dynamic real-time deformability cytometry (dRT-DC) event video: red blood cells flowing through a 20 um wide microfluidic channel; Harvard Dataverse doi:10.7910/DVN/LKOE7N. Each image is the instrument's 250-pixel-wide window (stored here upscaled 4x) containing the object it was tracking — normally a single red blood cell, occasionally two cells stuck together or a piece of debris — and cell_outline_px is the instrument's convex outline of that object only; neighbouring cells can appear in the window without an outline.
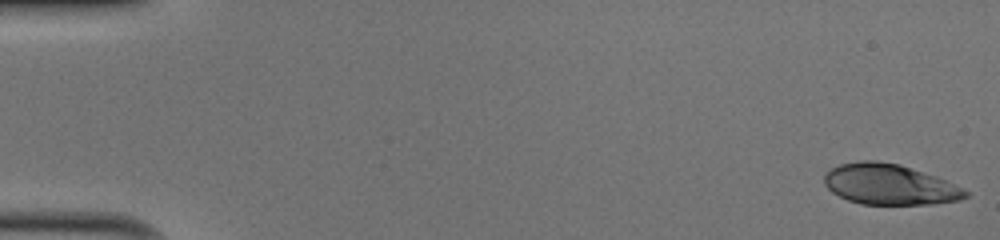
{"species": "human", "species_latin": "Homo sapiens", "temperature_condition": "cold", "stored_images_in_passage": 51, "camera_frame_rate_fps": 3000, "um_per_image_px": 0.085, "donor": {"sex": "male"}, "frame": {"image": 1, "passage_image": 1, "time_ms": 0.0, "image_size_px": [1000, 240], "cell_outline_px": [[968, 196], [960, 200], [932, 204], [860, 204], [848, 200], [832, 192], [824, 184], [824, 176], [832, 168], [840, 164], [860, 160], [876, 160], [900, 164], [936, 176], [964, 188], [968, 192]], "centroid_in_image_um": [75.62, 15.67], "position_along_channel_um": 9.4, "area_um2": 33.41}}
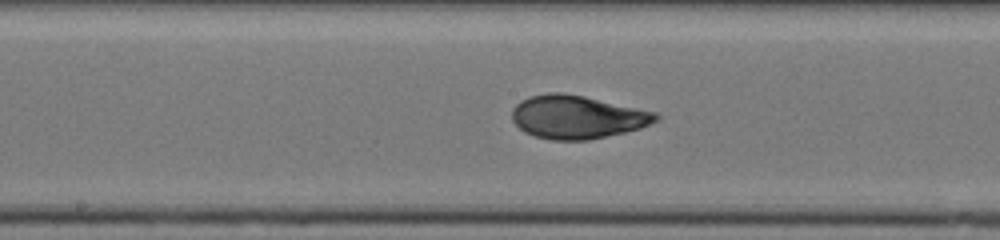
{"frame": {"image": 2, "passage_image": 27, "time_ms": 8.667, "image_size_px": [1000, 240], "cell_outline_px": [[660, 120], [640, 128], [624, 132], [588, 140], [552, 140], [536, 136], [524, 132], [512, 120], [512, 108], [520, 100], [528, 96], [548, 92], [564, 92], [584, 96], [656, 112], [660, 116]], "centroid_in_image_um": [49.04, 9.93], "position_along_channel_um": 199.2, "area_um2": 36.36}}
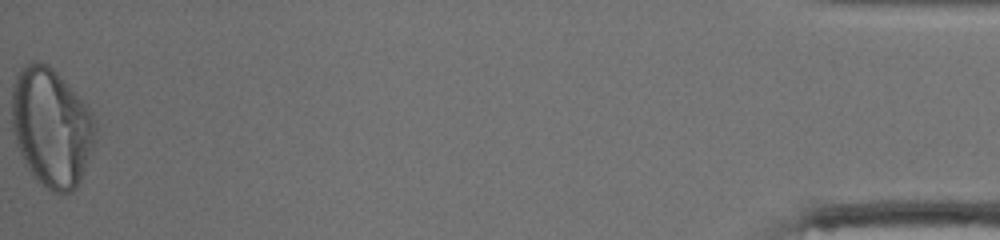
{"frame": {"image": 3, "passage_image": 51, "time_ms": 16.667, "image_size_px": [1000, 240], "cell_outline_px": [[96, 140], [80, 180], [76, 188], [72, 192], [64, 196], [52, 192], [36, 180], [28, 168], [16, 144], [12, 132], [12, 88], [16, 76], [20, 68], [24, 64], [32, 60], [36, 60], [48, 64], [88, 104], [96, 120]], "centroid_in_image_um": [4.38, 10.82], "position_along_channel_um": 430.8, "area_um2": 58.61}, "authors_computed_cell_mechanics": {"area_um2": 35.547, "velocity_mm_per_s": 4.0491, "shape_relaxation_time_tau1_ms": 4.851, "shape_relaxation_time_tau2_ms": 0.8335, "deformation_change_tau1": 0.2044, "deformation_change_tau2": 0.0539}}